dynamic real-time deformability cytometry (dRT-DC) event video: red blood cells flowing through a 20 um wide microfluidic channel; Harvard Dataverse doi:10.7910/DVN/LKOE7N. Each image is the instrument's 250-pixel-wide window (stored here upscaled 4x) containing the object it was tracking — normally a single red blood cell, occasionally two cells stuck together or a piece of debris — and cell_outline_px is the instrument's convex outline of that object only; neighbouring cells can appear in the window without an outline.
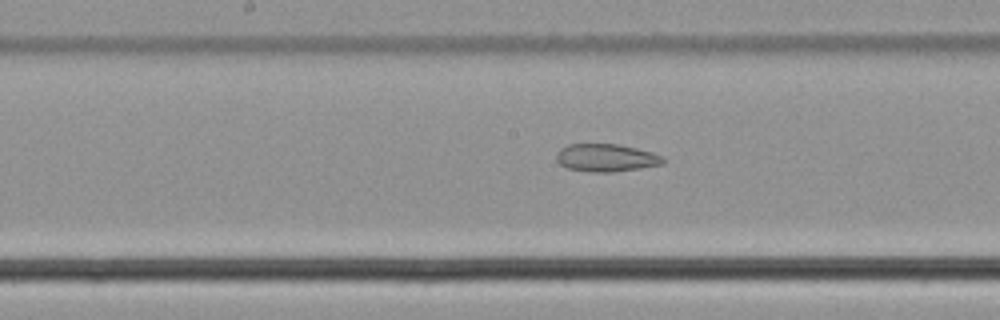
{"species": "common noctule bat (a hibernating species)", "species_latin": "Nyctalus noctula", "temperature_condition": "cold", "stored_images_in_passage": 19, "camera_frame_rate_fps": 3000, "um_per_image_px": 0.085, "animal": {"sex": "male", "body_mass_g": 21.5, "forearm_length_mm": 52.0}, "frame": {"image": 1, "passage_image": 11, "time_ms": 3.333, "image_size_px": [1000, 320], "cell_outline_px": [[664, 164], [640, 168], [612, 172], [592, 172], [568, 168], [560, 164], [556, 160], [556, 152], [560, 148], [568, 144], [620, 144], [652, 152], [660, 156], [664, 160]], "centroid_in_image_um": [51.49, 13.4], "position_along_channel_um": 196.7, "area_um2": 17.22}}